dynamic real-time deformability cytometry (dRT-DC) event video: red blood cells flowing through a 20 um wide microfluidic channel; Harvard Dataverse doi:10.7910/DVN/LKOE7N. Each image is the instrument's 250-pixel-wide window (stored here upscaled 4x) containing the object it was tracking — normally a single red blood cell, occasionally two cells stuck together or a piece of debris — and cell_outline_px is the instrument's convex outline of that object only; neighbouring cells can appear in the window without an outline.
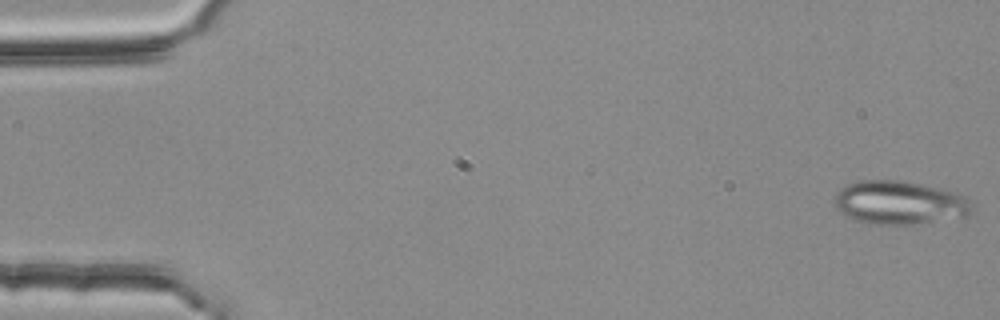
{"species": "common noctule bat (a hibernating species)", "species_latin": "Nyctalus noctula", "temperature_condition": "room temperature", "stored_images_in_passage": 4, "camera_frame_rate_fps": 3000, "um_per_image_px": 0.085, "animal": {"sex": "female", "body_mass_g": 25.1}, "frame": {"image": 1, "passage_image": 1, "time_ms": 0.0, "image_size_px": [1000, 320], "cell_outline_px": [[972, 212], [964, 216], [912, 224], [872, 224], [856, 220], [840, 212], [836, 208], [836, 196], [840, 188], [856, 180], [908, 180], [956, 192], [968, 196], [972, 204]], "centroid_in_image_um": [76.49, 17.2], "position_along_channel_um": 8.5, "area_um2": 34.91}}